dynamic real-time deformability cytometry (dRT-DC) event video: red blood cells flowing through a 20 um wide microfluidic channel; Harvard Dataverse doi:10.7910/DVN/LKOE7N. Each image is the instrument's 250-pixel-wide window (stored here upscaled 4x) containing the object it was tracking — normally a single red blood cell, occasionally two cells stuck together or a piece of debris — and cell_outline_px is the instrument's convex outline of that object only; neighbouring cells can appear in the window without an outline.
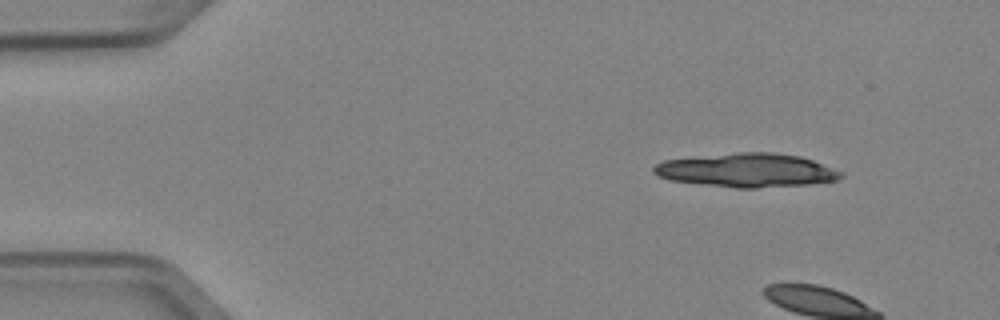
{"species": "Egyptian fruit bat (a non-hibernating species)", "species_latin": "Rousettus aegyptiacus", "temperature_condition": "cold", "stored_images_in_passage": 6, "camera_frame_rate_fps": 3000, "um_per_image_px": 0.085, "animal": {"sex": "female"}, "frame": {"image": 1, "passage_image": 1, "time_ms": 0.0, "image_size_px": [1000, 320], "cell_outline_px": [[844, 176], [836, 180], [808, 184], [756, 188], [736, 188], [668, 180], [656, 176], [652, 172], [652, 168], [656, 164], [664, 160], [740, 152], [772, 152], [800, 156], [812, 160], [844, 172]], "centroid_in_image_um": [63.47, 14.47], "position_along_channel_um": 21.5, "area_um2": 36.82}}
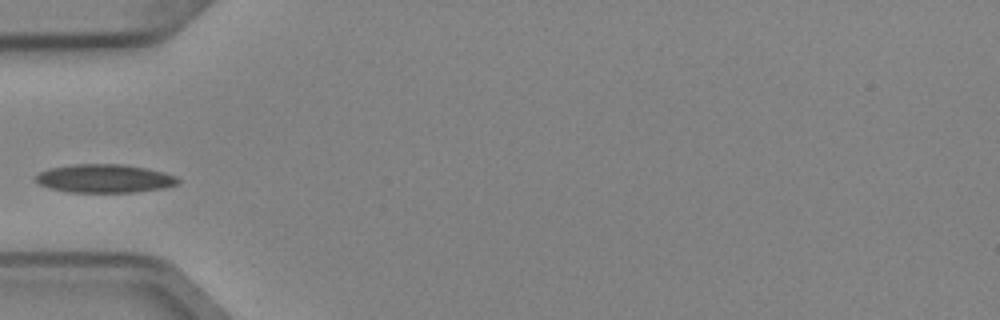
{"frame": {"image": 2, "passage_image": 5, "time_ms": 1.333, "image_size_px": [1000, 320], "cell_outline_px": [[180, 184], [164, 188], [136, 192], [68, 192], [52, 188], [40, 184], [32, 176], [48, 168], [72, 164], [124, 164], [148, 168], [164, 172], [176, 176], [180, 180]], "centroid_in_image_um": [8.91, 15.16], "position_along_channel_um": 76.1, "area_um2": 23.81}}
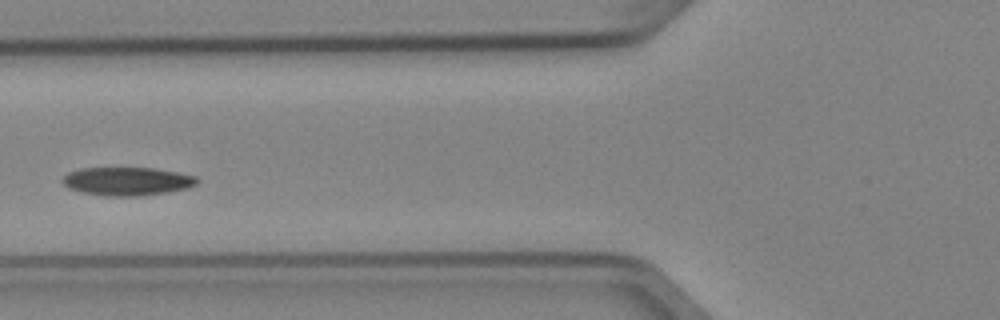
{"frame": {"image": 3, "passage_image": 6, "time_ms": 1.667, "image_size_px": [1000, 320], "cell_outline_px": [[200, 180], [196, 184], [188, 188], [168, 192], [144, 196], [104, 196], [80, 192], [68, 188], [60, 180], [68, 172], [80, 168], [156, 168], [196, 176]], "centroid_in_image_um": [10.8, 15.41], "position_along_channel_um": 115.0, "area_um2": 22.48}}